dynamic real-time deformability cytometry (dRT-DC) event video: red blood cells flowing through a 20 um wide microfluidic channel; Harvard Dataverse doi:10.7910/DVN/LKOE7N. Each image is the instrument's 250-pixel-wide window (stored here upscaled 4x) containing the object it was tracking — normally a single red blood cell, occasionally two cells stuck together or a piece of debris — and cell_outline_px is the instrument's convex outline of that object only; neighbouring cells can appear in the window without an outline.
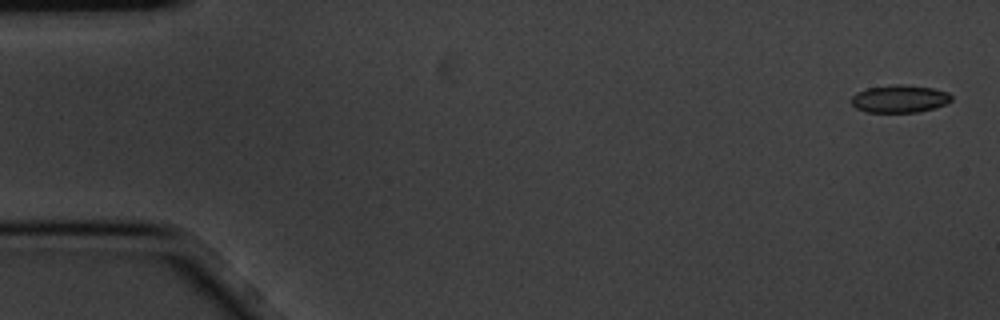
{"species": "common noctule bat (a hibernating species)", "species_latin": "Nyctalus noctula", "temperature_condition": "cold", "stored_images_in_passage": 5, "camera_frame_rate_fps": 3000, "um_per_image_px": 0.085, "animal": {"sex": "male", "body_mass_g": 20.1, "forearm_length_mm": 53.5}, "frame": {"image": 1, "passage_image": 1, "time_ms": 0.0, "image_size_px": [1000, 320], "cell_outline_px": [[952, 100], [944, 104], [932, 108], [916, 112], [868, 112], [856, 108], [852, 104], [852, 96], [856, 92], [868, 88], [892, 84], [908, 84], [932, 88], [948, 92], [952, 96]], "centroid_in_image_um": [76.46, 8.38], "position_along_channel_um": 8.5, "area_um2": 16.07}}
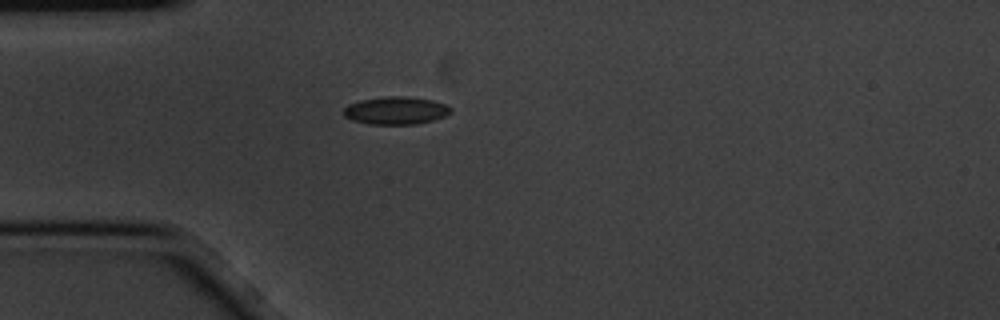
{"frame": {"image": 2, "passage_image": 5, "time_ms": 1.333, "image_size_px": [1000, 320], "cell_outline_px": [[452, 112], [444, 116], [432, 120], [416, 124], [368, 124], [352, 120], [344, 116], [344, 108], [348, 104], [360, 100], [388, 96], [408, 96], [432, 100], [444, 104], [452, 108]], "centroid_in_image_um": [33.64, 9.39], "position_along_channel_um": 51.4, "area_um2": 17.28}}